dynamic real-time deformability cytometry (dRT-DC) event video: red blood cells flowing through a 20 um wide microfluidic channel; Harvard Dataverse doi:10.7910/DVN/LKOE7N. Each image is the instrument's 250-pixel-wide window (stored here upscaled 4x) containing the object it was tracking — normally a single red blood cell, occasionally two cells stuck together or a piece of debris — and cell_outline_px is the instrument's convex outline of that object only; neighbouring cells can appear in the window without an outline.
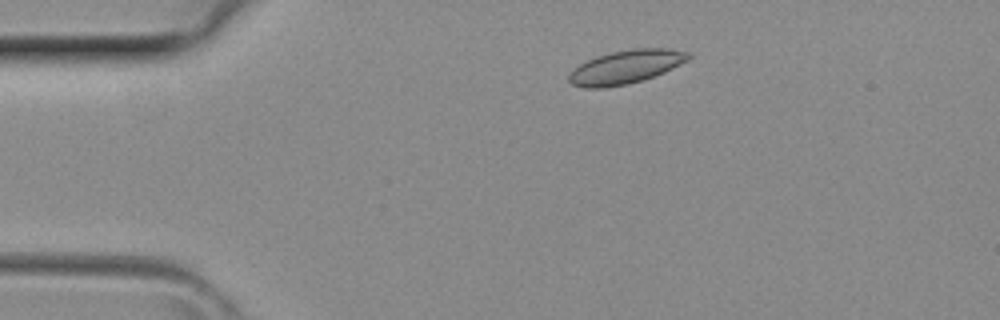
{"species": "common noctule bat (a hibernating species)", "species_latin": "Nyctalus noctula", "temperature_condition": "room temperature", "stored_images_in_passage": 3, "camera_frame_rate_fps": 3000, "um_per_image_px": 0.085, "animal": {"sex": "female", "body_mass_g": 29.2, "forearm_length_mm": 56.3}, "frame": {"image": 1, "passage_image": 2, "time_ms": 0.333, "image_size_px": [1000, 320], "cell_outline_px": [[692, 56], [688, 60], [664, 72], [628, 84], [604, 88], [584, 88], [572, 84], [568, 80], [568, 76], [580, 64], [596, 56], [612, 52], [632, 48], [668, 48], [692, 52]], "centroid_in_image_um": [53.22, 5.68], "position_along_channel_um": 31.8, "area_um2": 23.24}}